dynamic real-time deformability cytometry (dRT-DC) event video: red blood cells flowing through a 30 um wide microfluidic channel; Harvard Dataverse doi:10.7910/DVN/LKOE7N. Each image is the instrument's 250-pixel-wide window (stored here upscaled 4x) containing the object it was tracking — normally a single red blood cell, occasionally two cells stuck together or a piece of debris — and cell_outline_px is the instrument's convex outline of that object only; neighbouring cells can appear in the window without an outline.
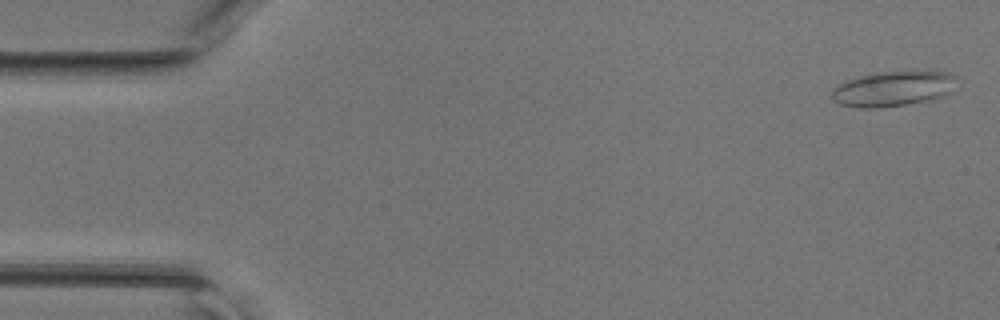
{"species": "common noctule bat (a hibernating species)", "species_latin": "Nyctalus noctula", "temperature_condition": "room temperature", "stored_images_in_passage": 43, "camera_frame_rate_fps": 3000, "um_per_image_px": 0.085, "animal": {"sex": "female", "body_mass_g": 17.0, "forearm_length_mm": 48.0}, "frame": {"image": 1, "passage_image": 1, "time_ms": 0.0, "image_size_px": [1000, 320], "cell_outline_px": [[956, 76], [952, 92], [944, 96], [932, 100], [880, 108], [860, 108], [836, 104], [832, 100], [832, 88], [848, 80], [860, 76], [876, 72], [916, 68], [952, 72]], "centroid_in_image_um": [75.98, 7.5], "position_along_channel_um": 9.0, "area_um2": 26.76}}
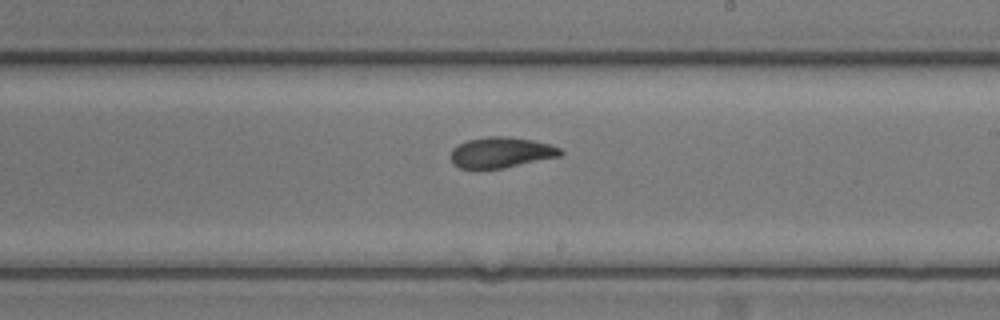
{"frame": {"image": 2, "passage_image": 26, "time_ms": 8.333, "image_size_px": [1000, 320], "cell_outline_px": [[564, 152], [560, 156], [504, 168], [460, 168], [452, 164], [448, 156], [452, 148], [456, 144], [468, 140], [488, 136], [508, 136], [532, 140], [548, 144], [560, 148]], "centroid_in_image_um": [42.53, 12.95], "position_along_channel_um": 246.5, "area_um2": 19.77}}
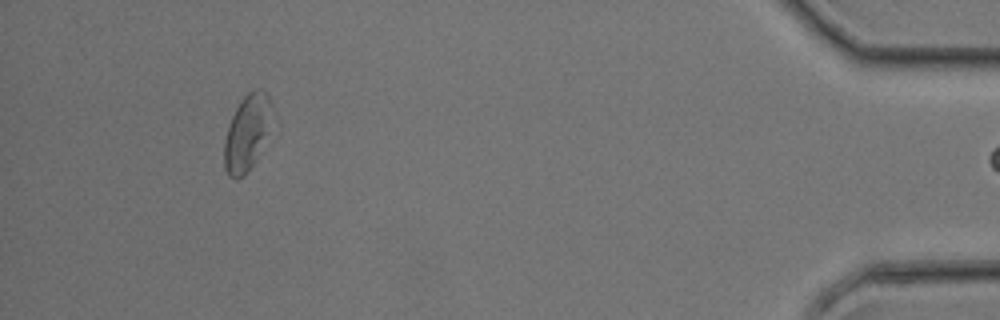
{"frame": {"image": 3, "passage_image": 42, "time_ms": 13.667, "image_size_px": [1000, 320], "cell_outline_px": [[272, 104], [264, 132], [256, 156], [252, 164], [244, 176], [236, 180], [228, 176], [224, 168], [224, 140], [232, 116], [240, 100], [252, 88], [260, 88], [268, 96]], "centroid_in_image_um": [20.9, 11.27], "position_along_channel_um": 414.3, "area_um2": 20.06}}